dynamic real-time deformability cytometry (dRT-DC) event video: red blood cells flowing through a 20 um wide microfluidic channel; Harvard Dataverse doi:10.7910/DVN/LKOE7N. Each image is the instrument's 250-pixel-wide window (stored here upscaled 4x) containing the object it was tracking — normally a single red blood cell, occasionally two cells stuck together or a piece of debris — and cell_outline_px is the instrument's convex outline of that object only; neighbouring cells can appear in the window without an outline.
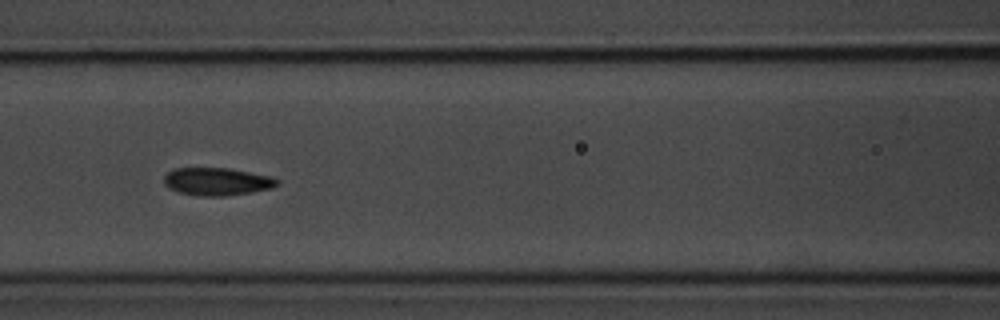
{"species": "common noctule bat (a hibernating species)", "species_latin": "Nyctalus noctula", "temperature_condition": "room temperature", "stored_images_in_passage": 9, "camera_frame_rate_fps": 3000, "um_per_image_px": 0.085, "animal": {"sex": "male", "body_mass_g": 20.1, "forearm_length_mm": 53.5}, "frame": {"image": 1, "passage_image": 7, "time_ms": 7.0, "image_size_px": [1000, 320], "cell_outline_px": [[280, 184], [272, 188], [252, 192], [224, 196], [196, 196], [180, 192], [168, 188], [164, 184], [164, 176], [168, 172], [176, 168], [228, 168], [272, 176], [280, 180]], "centroid_in_image_um": [18.47, 15.43], "position_along_channel_um": 148.1, "area_um2": 18.44}}
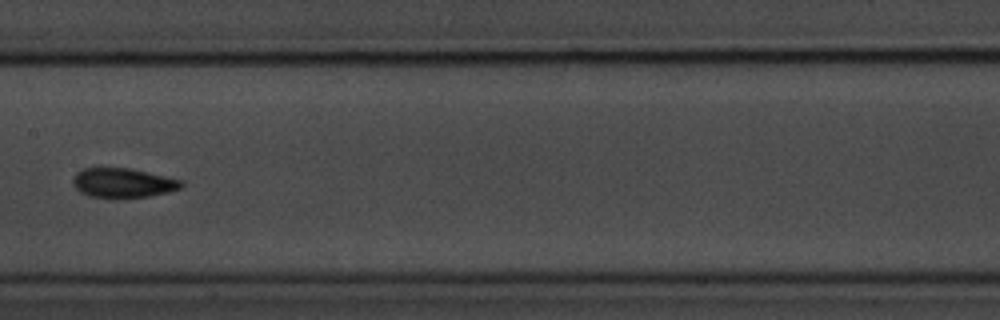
{"frame": {"image": 2, "passage_image": 8, "time_ms": 8.333, "image_size_px": [1000, 320], "cell_outline_px": [[184, 184], [180, 188], [168, 192], [148, 196], [116, 200], [88, 196], [80, 192], [72, 184], [72, 180], [76, 172], [84, 168], [132, 168], [184, 180]], "centroid_in_image_um": [10.45, 15.57], "position_along_channel_um": 197.0, "area_um2": 19.25}}